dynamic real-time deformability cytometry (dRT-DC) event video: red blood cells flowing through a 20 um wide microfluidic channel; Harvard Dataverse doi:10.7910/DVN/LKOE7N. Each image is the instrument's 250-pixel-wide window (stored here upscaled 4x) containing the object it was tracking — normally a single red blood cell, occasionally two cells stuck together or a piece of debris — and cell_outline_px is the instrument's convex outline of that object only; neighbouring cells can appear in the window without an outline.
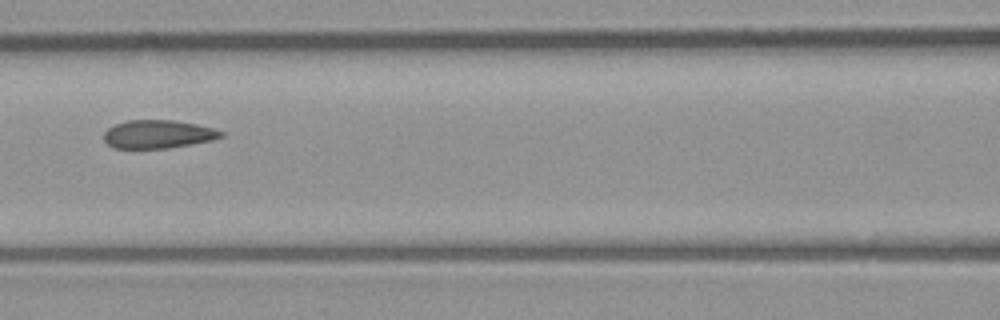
{"species": "common noctule bat (a hibernating species)", "species_latin": "Nyctalus noctula", "temperature_condition": "room temperature", "stored_images_in_passage": 8, "camera_frame_rate_fps": 3000, "um_per_image_px": 0.085, "animal": {"sex": "male", "body_mass_g": 23.1, "forearm_length_mm": 52.7}, "frame": {"image": 1, "passage_image": 7, "time_ms": 7.667, "image_size_px": [1000, 320], "cell_outline_px": [[224, 136], [212, 140], [164, 148], [112, 148], [104, 140], [104, 132], [108, 128], [116, 124], [128, 120], [176, 120], [196, 124], [212, 128], [224, 132]], "centroid_in_image_um": [13.41, 11.4], "position_along_channel_um": 153.2, "area_um2": 19.13}}
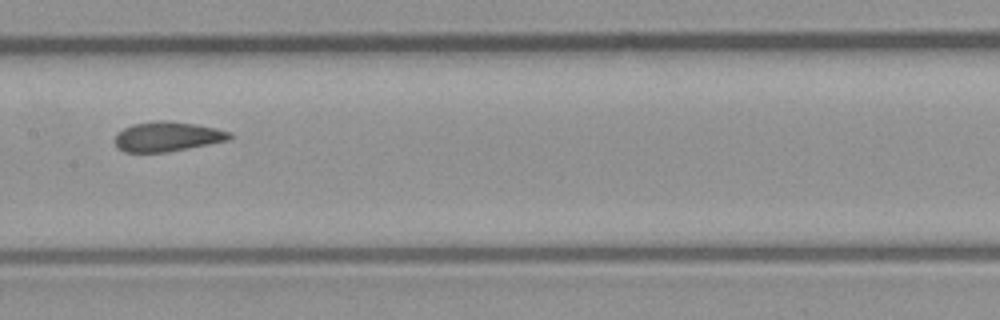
{"frame": {"image": 2, "passage_image": 8, "time_ms": 8.667, "image_size_px": [1000, 320], "cell_outline_px": [[236, 136], [228, 140], [168, 152], [124, 152], [116, 148], [116, 136], [124, 128], [132, 124], [156, 120], [168, 120], [196, 124], [216, 128], [232, 132]], "centroid_in_image_um": [14.26, 11.6], "position_along_channel_um": 193.1, "area_um2": 20.0}}